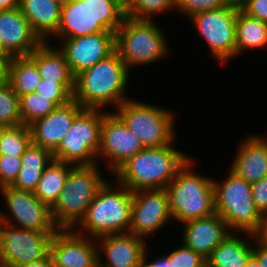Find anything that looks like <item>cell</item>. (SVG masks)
I'll return each instance as SVG.
<instances>
[{
  "mask_svg": "<svg viewBox=\"0 0 267 267\" xmlns=\"http://www.w3.org/2000/svg\"><path fill=\"white\" fill-rule=\"evenodd\" d=\"M131 72L115 50L107 58L83 70L74 78L73 99L82 107L115 110L124 101L131 99L127 91ZM129 83V84H128ZM108 108V109H106Z\"/></svg>",
  "mask_w": 267,
  "mask_h": 267,
  "instance_id": "6da1fadb",
  "label": "cell"
},
{
  "mask_svg": "<svg viewBox=\"0 0 267 267\" xmlns=\"http://www.w3.org/2000/svg\"><path fill=\"white\" fill-rule=\"evenodd\" d=\"M171 144L144 148L123 163L112 175L131 192L165 189L191 157Z\"/></svg>",
  "mask_w": 267,
  "mask_h": 267,
  "instance_id": "7a4b0ae2",
  "label": "cell"
},
{
  "mask_svg": "<svg viewBox=\"0 0 267 267\" xmlns=\"http://www.w3.org/2000/svg\"><path fill=\"white\" fill-rule=\"evenodd\" d=\"M133 192L115 179L98 190L87 212L74 230L91 238L128 233L131 225Z\"/></svg>",
  "mask_w": 267,
  "mask_h": 267,
  "instance_id": "3957f363",
  "label": "cell"
},
{
  "mask_svg": "<svg viewBox=\"0 0 267 267\" xmlns=\"http://www.w3.org/2000/svg\"><path fill=\"white\" fill-rule=\"evenodd\" d=\"M197 163L190 157L165 188L172 218L180 226L215 213L213 177L197 173Z\"/></svg>",
  "mask_w": 267,
  "mask_h": 267,
  "instance_id": "277c9868",
  "label": "cell"
},
{
  "mask_svg": "<svg viewBox=\"0 0 267 267\" xmlns=\"http://www.w3.org/2000/svg\"><path fill=\"white\" fill-rule=\"evenodd\" d=\"M157 23L125 16L115 32V50L130 72L138 66L159 62L173 51L164 29Z\"/></svg>",
  "mask_w": 267,
  "mask_h": 267,
  "instance_id": "5b68a950",
  "label": "cell"
},
{
  "mask_svg": "<svg viewBox=\"0 0 267 267\" xmlns=\"http://www.w3.org/2000/svg\"><path fill=\"white\" fill-rule=\"evenodd\" d=\"M221 181L213 178L215 213L231 232L259 235L264 217L257 210L251 192V183L237 176L229 168Z\"/></svg>",
  "mask_w": 267,
  "mask_h": 267,
  "instance_id": "8992f818",
  "label": "cell"
},
{
  "mask_svg": "<svg viewBox=\"0 0 267 267\" xmlns=\"http://www.w3.org/2000/svg\"><path fill=\"white\" fill-rule=\"evenodd\" d=\"M100 168L98 164L74 166L69 171L65 186L51 207V217L58 229H74L83 219L98 190L108 180Z\"/></svg>",
  "mask_w": 267,
  "mask_h": 267,
  "instance_id": "52a82bcc",
  "label": "cell"
},
{
  "mask_svg": "<svg viewBox=\"0 0 267 267\" xmlns=\"http://www.w3.org/2000/svg\"><path fill=\"white\" fill-rule=\"evenodd\" d=\"M124 17V9L115 0H67L62 4L58 31L51 39L116 32Z\"/></svg>",
  "mask_w": 267,
  "mask_h": 267,
  "instance_id": "ba28073f",
  "label": "cell"
},
{
  "mask_svg": "<svg viewBox=\"0 0 267 267\" xmlns=\"http://www.w3.org/2000/svg\"><path fill=\"white\" fill-rule=\"evenodd\" d=\"M113 112L141 141L144 148L165 146L178 137L176 113L167 107L131 98Z\"/></svg>",
  "mask_w": 267,
  "mask_h": 267,
  "instance_id": "9c48e42d",
  "label": "cell"
},
{
  "mask_svg": "<svg viewBox=\"0 0 267 267\" xmlns=\"http://www.w3.org/2000/svg\"><path fill=\"white\" fill-rule=\"evenodd\" d=\"M104 109L84 108L73 120L71 128L52 153L53 160L74 166H92L98 164L101 128Z\"/></svg>",
  "mask_w": 267,
  "mask_h": 267,
  "instance_id": "30bf717a",
  "label": "cell"
},
{
  "mask_svg": "<svg viewBox=\"0 0 267 267\" xmlns=\"http://www.w3.org/2000/svg\"><path fill=\"white\" fill-rule=\"evenodd\" d=\"M240 8L228 5L192 15L188 20L205 40L208 52L218 65L226 66L236 58V17Z\"/></svg>",
  "mask_w": 267,
  "mask_h": 267,
  "instance_id": "8fae6325",
  "label": "cell"
},
{
  "mask_svg": "<svg viewBox=\"0 0 267 267\" xmlns=\"http://www.w3.org/2000/svg\"><path fill=\"white\" fill-rule=\"evenodd\" d=\"M0 198L6 209L0 207V220L16 227L55 234L58 230L51 217V208L41 202L32 191L5 186Z\"/></svg>",
  "mask_w": 267,
  "mask_h": 267,
  "instance_id": "7c38bea8",
  "label": "cell"
},
{
  "mask_svg": "<svg viewBox=\"0 0 267 267\" xmlns=\"http://www.w3.org/2000/svg\"><path fill=\"white\" fill-rule=\"evenodd\" d=\"M54 234L22 229L0 220V261L20 267L50 254Z\"/></svg>",
  "mask_w": 267,
  "mask_h": 267,
  "instance_id": "4fadbf2b",
  "label": "cell"
},
{
  "mask_svg": "<svg viewBox=\"0 0 267 267\" xmlns=\"http://www.w3.org/2000/svg\"><path fill=\"white\" fill-rule=\"evenodd\" d=\"M172 219L165 189H141L133 192L129 233L147 241L149 236L157 235L172 223Z\"/></svg>",
  "mask_w": 267,
  "mask_h": 267,
  "instance_id": "5bb4252c",
  "label": "cell"
},
{
  "mask_svg": "<svg viewBox=\"0 0 267 267\" xmlns=\"http://www.w3.org/2000/svg\"><path fill=\"white\" fill-rule=\"evenodd\" d=\"M143 149L141 141L113 111H109L104 116L97 154L99 166L103 161L104 168L112 174L129 158Z\"/></svg>",
  "mask_w": 267,
  "mask_h": 267,
  "instance_id": "9a60e30c",
  "label": "cell"
},
{
  "mask_svg": "<svg viewBox=\"0 0 267 267\" xmlns=\"http://www.w3.org/2000/svg\"><path fill=\"white\" fill-rule=\"evenodd\" d=\"M63 52L72 75L107 58L115 51V32L103 31L78 38H54Z\"/></svg>",
  "mask_w": 267,
  "mask_h": 267,
  "instance_id": "2e32d148",
  "label": "cell"
},
{
  "mask_svg": "<svg viewBox=\"0 0 267 267\" xmlns=\"http://www.w3.org/2000/svg\"><path fill=\"white\" fill-rule=\"evenodd\" d=\"M53 267H99L95 238L74 229H58L50 244Z\"/></svg>",
  "mask_w": 267,
  "mask_h": 267,
  "instance_id": "e0dca14e",
  "label": "cell"
},
{
  "mask_svg": "<svg viewBox=\"0 0 267 267\" xmlns=\"http://www.w3.org/2000/svg\"><path fill=\"white\" fill-rule=\"evenodd\" d=\"M99 267H140L148 242L131 233L96 238Z\"/></svg>",
  "mask_w": 267,
  "mask_h": 267,
  "instance_id": "ac0fdd59",
  "label": "cell"
},
{
  "mask_svg": "<svg viewBox=\"0 0 267 267\" xmlns=\"http://www.w3.org/2000/svg\"><path fill=\"white\" fill-rule=\"evenodd\" d=\"M43 41L32 30L19 7L0 10V52L12 57L28 56Z\"/></svg>",
  "mask_w": 267,
  "mask_h": 267,
  "instance_id": "d6986e66",
  "label": "cell"
},
{
  "mask_svg": "<svg viewBox=\"0 0 267 267\" xmlns=\"http://www.w3.org/2000/svg\"><path fill=\"white\" fill-rule=\"evenodd\" d=\"M74 99L57 106L50 114L29 125L32 143L53 153L83 110Z\"/></svg>",
  "mask_w": 267,
  "mask_h": 267,
  "instance_id": "ffe728a7",
  "label": "cell"
},
{
  "mask_svg": "<svg viewBox=\"0 0 267 267\" xmlns=\"http://www.w3.org/2000/svg\"><path fill=\"white\" fill-rule=\"evenodd\" d=\"M182 225L180 242L204 258H208L212 251L231 233L226 222L214 213L204 218L189 220Z\"/></svg>",
  "mask_w": 267,
  "mask_h": 267,
  "instance_id": "44dd1931",
  "label": "cell"
},
{
  "mask_svg": "<svg viewBox=\"0 0 267 267\" xmlns=\"http://www.w3.org/2000/svg\"><path fill=\"white\" fill-rule=\"evenodd\" d=\"M245 135L238 144L230 170L246 182L254 183L267 176V134L251 131Z\"/></svg>",
  "mask_w": 267,
  "mask_h": 267,
  "instance_id": "7402d4cb",
  "label": "cell"
},
{
  "mask_svg": "<svg viewBox=\"0 0 267 267\" xmlns=\"http://www.w3.org/2000/svg\"><path fill=\"white\" fill-rule=\"evenodd\" d=\"M62 4L60 0H20L19 9L39 38L52 44L51 37L60 24Z\"/></svg>",
  "mask_w": 267,
  "mask_h": 267,
  "instance_id": "603a6c76",
  "label": "cell"
},
{
  "mask_svg": "<svg viewBox=\"0 0 267 267\" xmlns=\"http://www.w3.org/2000/svg\"><path fill=\"white\" fill-rule=\"evenodd\" d=\"M252 256L253 234L231 232L206 259L207 267H245Z\"/></svg>",
  "mask_w": 267,
  "mask_h": 267,
  "instance_id": "cb8c5ba5",
  "label": "cell"
},
{
  "mask_svg": "<svg viewBox=\"0 0 267 267\" xmlns=\"http://www.w3.org/2000/svg\"><path fill=\"white\" fill-rule=\"evenodd\" d=\"M54 45V46H52ZM49 42H42L28 56L36 63L42 79L56 83H74L63 52Z\"/></svg>",
  "mask_w": 267,
  "mask_h": 267,
  "instance_id": "d4e9b609",
  "label": "cell"
},
{
  "mask_svg": "<svg viewBox=\"0 0 267 267\" xmlns=\"http://www.w3.org/2000/svg\"><path fill=\"white\" fill-rule=\"evenodd\" d=\"M21 168L13 188L34 192L45 168L53 161L52 153L34 143H30L21 156Z\"/></svg>",
  "mask_w": 267,
  "mask_h": 267,
  "instance_id": "484cf974",
  "label": "cell"
},
{
  "mask_svg": "<svg viewBox=\"0 0 267 267\" xmlns=\"http://www.w3.org/2000/svg\"><path fill=\"white\" fill-rule=\"evenodd\" d=\"M236 58L246 51L267 49V23L250 17L240 9L236 17Z\"/></svg>",
  "mask_w": 267,
  "mask_h": 267,
  "instance_id": "4316f807",
  "label": "cell"
},
{
  "mask_svg": "<svg viewBox=\"0 0 267 267\" xmlns=\"http://www.w3.org/2000/svg\"><path fill=\"white\" fill-rule=\"evenodd\" d=\"M73 167L72 164L53 160L43 171L34 191L35 196L51 208L58 200Z\"/></svg>",
  "mask_w": 267,
  "mask_h": 267,
  "instance_id": "83f0119b",
  "label": "cell"
},
{
  "mask_svg": "<svg viewBox=\"0 0 267 267\" xmlns=\"http://www.w3.org/2000/svg\"><path fill=\"white\" fill-rule=\"evenodd\" d=\"M41 80L38 67L29 56L11 58L8 83L18 97L35 92Z\"/></svg>",
  "mask_w": 267,
  "mask_h": 267,
  "instance_id": "f1b7e54d",
  "label": "cell"
},
{
  "mask_svg": "<svg viewBox=\"0 0 267 267\" xmlns=\"http://www.w3.org/2000/svg\"><path fill=\"white\" fill-rule=\"evenodd\" d=\"M176 0H126L125 16L154 21L156 15L176 11ZM155 17V18H154Z\"/></svg>",
  "mask_w": 267,
  "mask_h": 267,
  "instance_id": "f546056e",
  "label": "cell"
},
{
  "mask_svg": "<svg viewBox=\"0 0 267 267\" xmlns=\"http://www.w3.org/2000/svg\"><path fill=\"white\" fill-rule=\"evenodd\" d=\"M32 142L29 126L2 127L0 131V155L21 157Z\"/></svg>",
  "mask_w": 267,
  "mask_h": 267,
  "instance_id": "4dcf8cb0",
  "label": "cell"
},
{
  "mask_svg": "<svg viewBox=\"0 0 267 267\" xmlns=\"http://www.w3.org/2000/svg\"><path fill=\"white\" fill-rule=\"evenodd\" d=\"M19 104L22 124L27 126L47 116L57 107L52 101L40 97L35 92L20 96Z\"/></svg>",
  "mask_w": 267,
  "mask_h": 267,
  "instance_id": "1f68e13d",
  "label": "cell"
},
{
  "mask_svg": "<svg viewBox=\"0 0 267 267\" xmlns=\"http://www.w3.org/2000/svg\"><path fill=\"white\" fill-rule=\"evenodd\" d=\"M22 124L19 97L8 82L0 85V126L11 127Z\"/></svg>",
  "mask_w": 267,
  "mask_h": 267,
  "instance_id": "d6a6232c",
  "label": "cell"
},
{
  "mask_svg": "<svg viewBox=\"0 0 267 267\" xmlns=\"http://www.w3.org/2000/svg\"><path fill=\"white\" fill-rule=\"evenodd\" d=\"M74 83H56L42 79L36 87L35 93L47 98L56 106L68 103L73 99Z\"/></svg>",
  "mask_w": 267,
  "mask_h": 267,
  "instance_id": "836d02e7",
  "label": "cell"
},
{
  "mask_svg": "<svg viewBox=\"0 0 267 267\" xmlns=\"http://www.w3.org/2000/svg\"><path fill=\"white\" fill-rule=\"evenodd\" d=\"M181 244V245H180ZM179 247L166 252L172 267H206L207 261L200 253L179 243Z\"/></svg>",
  "mask_w": 267,
  "mask_h": 267,
  "instance_id": "e575fe53",
  "label": "cell"
},
{
  "mask_svg": "<svg viewBox=\"0 0 267 267\" xmlns=\"http://www.w3.org/2000/svg\"><path fill=\"white\" fill-rule=\"evenodd\" d=\"M176 11L186 16L188 20L192 15L208 10H216L230 5L229 0H176Z\"/></svg>",
  "mask_w": 267,
  "mask_h": 267,
  "instance_id": "d590c367",
  "label": "cell"
},
{
  "mask_svg": "<svg viewBox=\"0 0 267 267\" xmlns=\"http://www.w3.org/2000/svg\"><path fill=\"white\" fill-rule=\"evenodd\" d=\"M21 157L0 155V188L11 186L21 168Z\"/></svg>",
  "mask_w": 267,
  "mask_h": 267,
  "instance_id": "8d00e7d4",
  "label": "cell"
},
{
  "mask_svg": "<svg viewBox=\"0 0 267 267\" xmlns=\"http://www.w3.org/2000/svg\"><path fill=\"white\" fill-rule=\"evenodd\" d=\"M251 192L257 210L265 218L267 216V176L251 183Z\"/></svg>",
  "mask_w": 267,
  "mask_h": 267,
  "instance_id": "74e56055",
  "label": "cell"
},
{
  "mask_svg": "<svg viewBox=\"0 0 267 267\" xmlns=\"http://www.w3.org/2000/svg\"><path fill=\"white\" fill-rule=\"evenodd\" d=\"M239 8L246 15L267 23V0H247Z\"/></svg>",
  "mask_w": 267,
  "mask_h": 267,
  "instance_id": "f35d334b",
  "label": "cell"
},
{
  "mask_svg": "<svg viewBox=\"0 0 267 267\" xmlns=\"http://www.w3.org/2000/svg\"><path fill=\"white\" fill-rule=\"evenodd\" d=\"M253 256L261 267H267V243L258 235H253Z\"/></svg>",
  "mask_w": 267,
  "mask_h": 267,
  "instance_id": "ab89813d",
  "label": "cell"
},
{
  "mask_svg": "<svg viewBox=\"0 0 267 267\" xmlns=\"http://www.w3.org/2000/svg\"><path fill=\"white\" fill-rule=\"evenodd\" d=\"M149 250L151 249L148 246L140 267H172L171 264L169 263L168 257L164 253L160 254L156 258L154 257L153 259V257L152 258L149 257L150 254Z\"/></svg>",
  "mask_w": 267,
  "mask_h": 267,
  "instance_id": "60d3db41",
  "label": "cell"
},
{
  "mask_svg": "<svg viewBox=\"0 0 267 267\" xmlns=\"http://www.w3.org/2000/svg\"><path fill=\"white\" fill-rule=\"evenodd\" d=\"M11 57L0 53V85L8 82V69Z\"/></svg>",
  "mask_w": 267,
  "mask_h": 267,
  "instance_id": "b9f144b4",
  "label": "cell"
},
{
  "mask_svg": "<svg viewBox=\"0 0 267 267\" xmlns=\"http://www.w3.org/2000/svg\"><path fill=\"white\" fill-rule=\"evenodd\" d=\"M20 267H53V262L49 254L46 258L42 260H36Z\"/></svg>",
  "mask_w": 267,
  "mask_h": 267,
  "instance_id": "7bdbcfd3",
  "label": "cell"
},
{
  "mask_svg": "<svg viewBox=\"0 0 267 267\" xmlns=\"http://www.w3.org/2000/svg\"><path fill=\"white\" fill-rule=\"evenodd\" d=\"M20 0H0V10H11L19 7Z\"/></svg>",
  "mask_w": 267,
  "mask_h": 267,
  "instance_id": "ee69618b",
  "label": "cell"
},
{
  "mask_svg": "<svg viewBox=\"0 0 267 267\" xmlns=\"http://www.w3.org/2000/svg\"><path fill=\"white\" fill-rule=\"evenodd\" d=\"M264 242L267 243V216L264 218V224L261 233L258 235Z\"/></svg>",
  "mask_w": 267,
  "mask_h": 267,
  "instance_id": "f6af8a7d",
  "label": "cell"
},
{
  "mask_svg": "<svg viewBox=\"0 0 267 267\" xmlns=\"http://www.w3.org/2000/svg\"><path fill=\"white\" fill-rule=\"evenodd\" d=\"M245 267H261V266L259 262L256 260V258L252 256L246 263Z\"/></svg>",
  "mask_w": 267,
  "mask_h": 267,
  "instance_id": "bcb514c9",
  "label": "cell"
},
{
  "mask_svg": "<svg viewBox=\"0 0 267 267\" xmlns=\"http://www.w3.org/2000/svg\"><path fill=\"white\" fill-rule=\"evenodd\" d=\"M247 0H229L230 4L233 6L240 7L242 6Z\"/></svg>",
  "mask_w": 267,
  "mask_h": 267,
  "instance_id": "7dc6e473",
  "label": "cell"
},
{
  "mask_svg": "<svg viewBox=\"0 0 267 267\" xmlns=\"http://www.w3.org/2000/svg\"><path fill=\"white\" fill-rule=\"evenodd\" d=\"M123 9L125 8L126 0H115Z\"/></svg>",
  "mask_w": 267,
  "mask_h": 267,
  "instance_id": "c3c4849f",
  "label": "cell"
},
{
  "mask_svg": "<svg viewBox=\"0 0 267 267\" xmlns=\"http://www.w3.org/2000/svg\"><path fill=\"white\" fill-rule=\"evenodd\" d=\"M0 267H11V266L7 263H3L0 261Z\"/></svg>",
  "mask_w": 267,
  "mask_h": 267,
  "instance_id": "681fc988",
  "label": "cell"
}]
</instances>
